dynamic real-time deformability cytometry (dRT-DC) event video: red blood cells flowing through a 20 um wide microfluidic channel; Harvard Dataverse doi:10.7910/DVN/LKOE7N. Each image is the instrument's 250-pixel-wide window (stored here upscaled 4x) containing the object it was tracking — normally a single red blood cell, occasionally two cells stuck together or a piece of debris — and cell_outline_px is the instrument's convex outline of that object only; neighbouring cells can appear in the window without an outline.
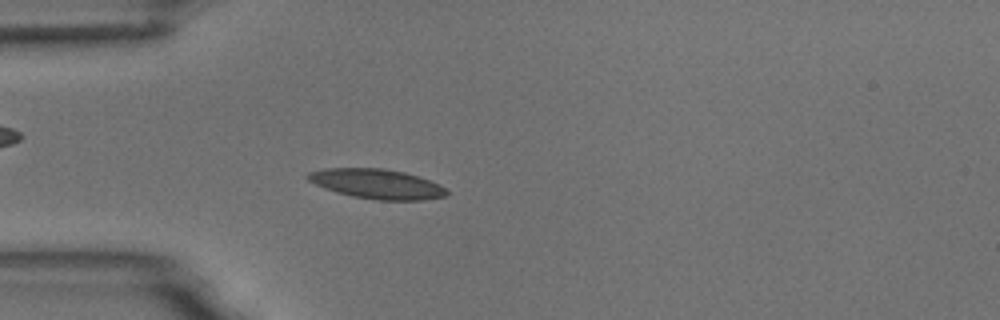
{"species": "common noctule bat (a hibernating species)", "species_latin": "Nyctalus noctula", "temperature_condition": "room temperature", "stored_images_in_passage": 3, "camera_frame_rate_fps": 3000, "um_per_image_px": 0.085, "animal": {"sex": "male", "body_mass_g": 18.8}, "frame": {"image": 1, "passage_image": 3, "time_ms": 3.333, "image_size_px": [1000, 320], "cell_outline_px": [[448, 192], [444, 196], [424, 200], [380, 200], [352, 196], [336, 192], [324, 188], [308, 180], [304, 176], [308, 172], [324, 168], [384, 168], [404, 172], [440, 184]], "centroid_in_image_um": [31.99, 15.62], "position_along_channel_um": 53.0, "area_um2": 23.93}}